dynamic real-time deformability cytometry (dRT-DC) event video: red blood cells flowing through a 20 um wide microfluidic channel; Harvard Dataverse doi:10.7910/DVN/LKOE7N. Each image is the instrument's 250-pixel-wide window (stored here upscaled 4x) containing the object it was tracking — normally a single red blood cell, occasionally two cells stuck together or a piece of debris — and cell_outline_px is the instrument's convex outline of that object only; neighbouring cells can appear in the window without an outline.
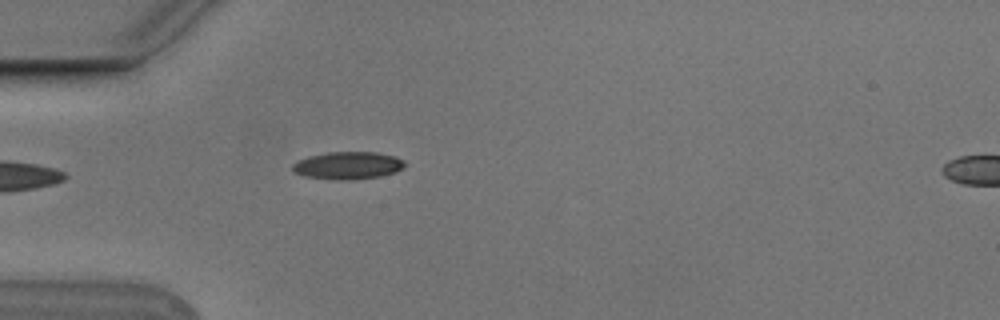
{"species": "Egyptian fruit bat (a non-hibernating species)", "species_latin": "Rousettus aegyptiacus", "temperature_condition": "cold", "stored_images_in_passage": 4, "segment_of_instrument_passage": [1, 2], "camera_frame_rate_fps": 3000, "um_per_image_px": 0.085, "animal": {"sex": "male"}, "frame": {"image": 1, "passage_image": 3, "time_ms": 0.667, "image_size_px": [1000, 320], "cell_outline_px": [[404, 168], [396, 172], [380, 176], [348, 180], [336, 180], [304, 176], [292, 172], [292, 164], [308, 156], [328, 152], [376, 152], [396, 156], [404, 160]], "centroid_in_image_um": [29.57, 14.06], "position_along_channel_um": 55.4, "area_um2": 18.09}}